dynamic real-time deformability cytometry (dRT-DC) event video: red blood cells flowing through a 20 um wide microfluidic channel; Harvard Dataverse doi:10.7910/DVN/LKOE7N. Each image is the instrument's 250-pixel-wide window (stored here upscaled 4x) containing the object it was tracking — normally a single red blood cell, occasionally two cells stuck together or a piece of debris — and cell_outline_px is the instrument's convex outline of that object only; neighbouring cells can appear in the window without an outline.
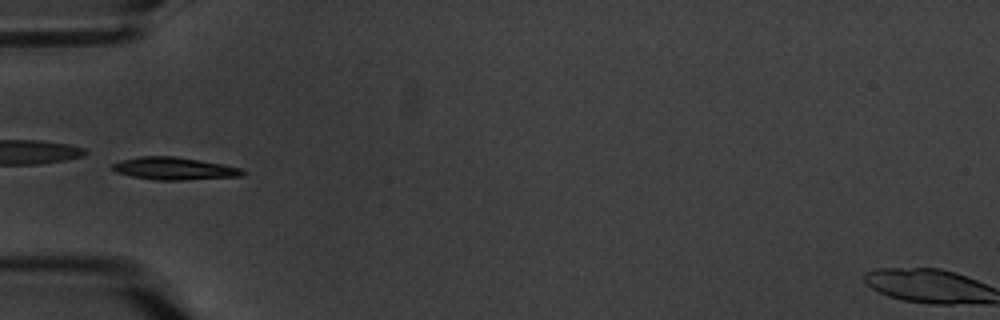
{"species": "common noctule bat (a hibernating species)", "species_latin": "Nyctalus noctula", "temperature_condition": "warm", "stored_images_in_passage": 15, "camera_frame_rate_fps": 3000, "um_per_image_px": 0.085, "animal": {"sex": "male", "body_mass_g": 20.1, "forearm_length_mm": 53.5}, "frame": {"image": 1, "passage_image": 5, "time_ms": 5.667, "image_size_px": [1000, 320], "cell_outline_px": [[244, 172], [240, 176], [184, 180], [152, 180], [132, 176], [116, 172], [112, 168], [112, 164], [120, 160], [140, 156], [172, 156], [224, 164], [240, 168]], "centroid_in_image_um": [14.76, 14.32], "position_along_channel_um": 70.2, "area_um2": 16.94}, "authors_computed_cell_mechanics": {"area_um2": 15.4904, "velocity_mm_per_s": 3.3723, "shape_relaxation_time_tau1_ms": 1.0906, "shape_relaxation_time_tau2_ms": null, "deformation_change_tau1": 0.0519, "deformation_change_tau2": null}}